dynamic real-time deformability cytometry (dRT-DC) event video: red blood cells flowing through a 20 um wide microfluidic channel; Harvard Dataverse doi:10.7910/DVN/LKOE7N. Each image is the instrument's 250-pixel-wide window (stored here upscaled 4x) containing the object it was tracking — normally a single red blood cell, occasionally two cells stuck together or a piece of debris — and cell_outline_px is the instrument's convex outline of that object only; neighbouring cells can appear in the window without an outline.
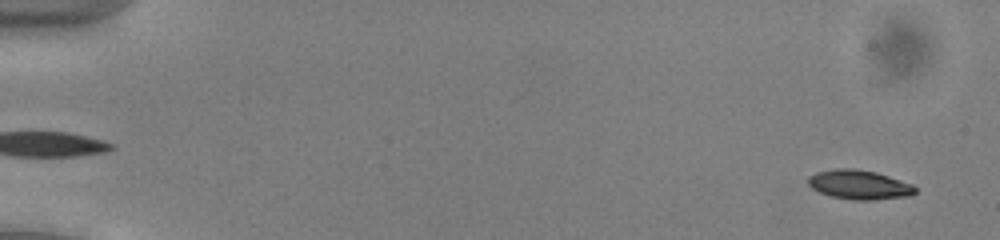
{"species": "common noctule bat (a hibernating species)", "species_latin": "Nyctalus noctula", "temperature_condition": "cold", "stored_images_in_passage": 52, "camera_frame_rate_fps": 3000, "um_per_image_px": 0.085, "animal": {"sex": "male", "body_mass_g": 13.0, "forearm_length_mm": 53.1}, "frame": {"image": 1, "passage_image": 2, "time_ms": 0.333, "image_size_px": [1000, 240], "cell_outline_px": [[916, 192], [908, 196], [872, 200], [852, 200], [828, 196], [812, 188], [808, 184], [808, 176], [816, 172], [836, 168], [852, 168], [876, 172], [912, 184], [916, 188]], "centroid_in_image_um": [73.0, 15.7], "position_along_channel_um": 12.0, "area_um2": 18.32}}
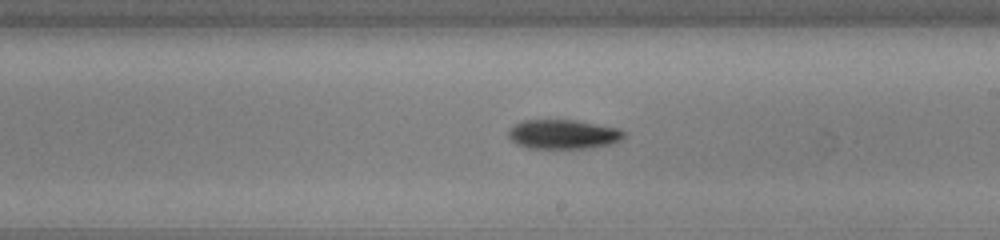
{"frame": {"image": 2, "passage_image": 31, "time_ms": 10.0, "image_size_px": [1000, 240], "cell_outline_px": [[624, 140], [612, 144], [588, 148], [528, 148], [516, 144], [508, 136], [508, 128], [524, 120], [576, 120], [620, 128], [624, 132]], "centroid_in_image_um": [47.9, 11.41], "position_along_channel_um": 241.1, "area_um2": 19.94}}
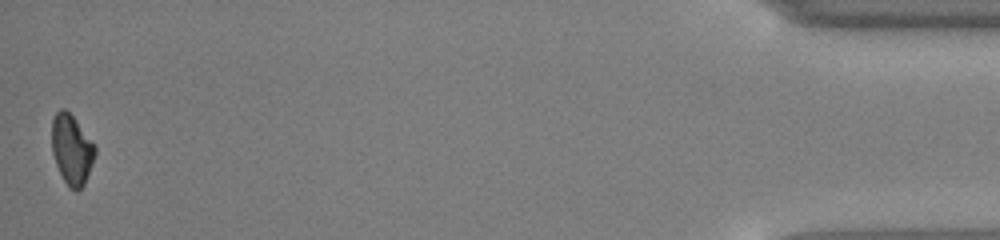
{"frame": {"image": 3, "passage_image": 52, "time_ms": 17.0, "image_size_px": [1000, 240], "cell_outline_px": [[96, 152], [92, 164], [84, 184], [76, 192], [64, 180], [56, 164], [52, 152], [52, 120], [56, 112], [60, 108], [64, 108], [72, 116], [96, 148]], "centroid_in_image_um": [6.08, 12.7], "position_along_channel_um": 429.1, "area_um2": 17.11}, "authors_computed_cell_mechanics": {"area_um2": 18.8428, "velocity_mm_per_s": 3.9213, "shape_relaxation_time_tau1_ms": 2.7973, "shape_relaxation_time_tau2_ms": null, "deformation_change_tau1": 0.097, "deformation_change_tau2": null}}